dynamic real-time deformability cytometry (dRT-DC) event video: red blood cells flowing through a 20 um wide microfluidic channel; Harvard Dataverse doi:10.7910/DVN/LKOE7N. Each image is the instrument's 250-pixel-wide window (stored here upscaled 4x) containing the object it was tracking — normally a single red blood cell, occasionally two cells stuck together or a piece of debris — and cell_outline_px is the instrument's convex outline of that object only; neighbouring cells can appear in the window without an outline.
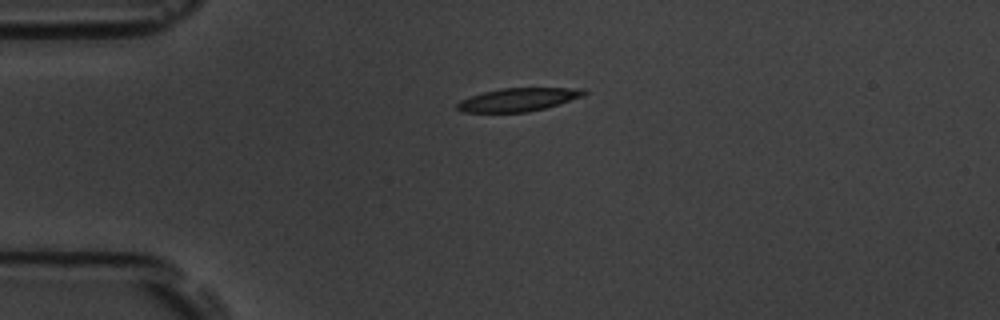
{"species": "common noctule bat (a hibernating species)", "species_latin": "Nyctalus noctula", "temperature_condition": "room temperature", "stored_images_in_passage": 2, "camera_frame_rate_fps": 3000, "um_per_image_px": 0.085, "animal": {"sex": "male", "body_mass_g": 19.5, "forearm_length_mm": 54.6}, "frame": {"image": 1, "passage_image": 1, "time_ms": 0.0, "image_size_px": [1000, 320], "cell_outline_px": [[588, 92], [584, 96], [544, 108], [528, 112], [460, 112], [456, 108], [456, 104], [460, 100], [484, 92], [500, 88], [584, 88]], "centroid_in_image_um": [44.05, 8.46], "position_along_channel_um": 41.0, "area_um2": 17.11}}